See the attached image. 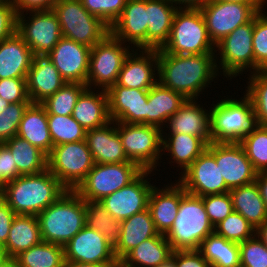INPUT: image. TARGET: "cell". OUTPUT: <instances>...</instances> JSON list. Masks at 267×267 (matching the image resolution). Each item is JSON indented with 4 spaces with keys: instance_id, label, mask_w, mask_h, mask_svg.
<instances>
[{
    "instance_id": "1",
    "label": "cell",
    "mask_w": 267,
    "mask_h": 267,
    "mask_svg": "<svg viewBox=\"0 0 267 267\" xmlns=\"http://www.w3.org/2000/svg\"><path fill=\"white\" fill-rule=\"evenodd\" d=\"M157 54L158 82L186 99L198 100L200 94H206L204 90L212 86L213 81L217 83L215 80L220 77L215 54H169L161 49Z\"/></svg>"
},
{
    "instance_id": "2",
    "label": "cell",
    "mask_w": 267,
    "mask_h": 267,
    "mask_svg": "<svg viewBox=\"0 0 267 267\" xmlns=\"http://www.w3.org/2000/svg\"><path fill=\"white\" fill-rule=\"evenodd\" d=\"M67 189L48 170L30 175H20L8 181L0 196L16 215H39L56 202Z\"/></svg>"
},
{
    "instance_id": "3",
    "label": "cell",
    "mask_w": 267,
    "mask_h": 267,
    "mask_svg": "<svg viewBox=\"0 0 267 267\" xmlns=\"http://www.w3.org/2000/svg\"><path fill=\"white\" fill-rule=\"evenodd\" d=\"M37 219L42 240L64 246L86 225V201L75 190H67Z\"/></svg>"
},
{
    "instance_id": "4",
    "label": "cell",
    "mask_w": 267,
    "mask_h": 267,
    "mask_svg": "<svg viewBox=\"0 0 267 267\" xmlns=\"http://www.w3.org/2000/svg\"><path fill=\"white\" fill-rule=\"evenodd\" d=\"M243 96H223L209 106L212 142L239 143L256 125L252 101Z\"/></svg>"
},
{
    "instance_id": "5",
    "label": "cell",
    "mask_w": 267,
    "mask_h": 267,
    "mask_svg": "<svg viewBox=\"0 0 267 267\" xmlns=\"http://www.w3.org/2000/svg\"><path fill=\"white\" fill-rule=\"evenodd\" d=\"M212 233L214 226L208 218L202 198L186 193L180 200L173 226L165 234L173 251L197 250L200 243Z\"/></svg>"
},
{
    "instance_id": "6",
    "label": "cell",
    "mask_w": 267,
    "mask_h": 267,
    "mask_svg": "<svg viewBox=\"0 0 267 267\" xmlns=\"http://www.w3.org/2000/svg\"><path fill=\"white\" fill-rule=\"evenodd\" d=\"M161 50L183 55L216 53L200 9L178 8L169 38Z\"/></svg>"
},
{
    "instance_id": "7",
    "label": "cell",
    "mask_w": 267,
    "mask_h": 267,
    "mask_svg": "<svg viewBox=\"0 0 267 267\" xmlns=\"http://www.w3.org/2000/svg\"><path fill=\"white\" fill-rule=\"evenodd\" d=\"M63 37L92 48L109 33L110 27L91 15L80 0H58L52 8Z\"/></svg>"
},
{
    "instance_id": "8",
    "label": "cell",
    "mask_w": 267,
    "mask_h": 267,
    "mask_svg": "<svg viewBox=\"0 0 267 267\" xmlns=\"http://www.w3.org/2000/svg\"><path fill=\"white\" fill-rule=\"evenodd\" d=\"M116 126L127 158L143 171L160 172L162 130L146 124L116 122Z\"/></svg>"
},
{
    "instance_id": "9",
    "label": "cell",
    "mask_w": 267,
    "mask_h": 267,
    "mask_svg": "<svg viewBox=\"0 0 267 267\" xmlns=\"http://www.w3.org/2000/svg\"><path fill=\"white\" fill-rule=\"evenodd\" d=\"M253 29L254 18L238 26L216 45V67L227 81L245 74L246 70L249 74L254 72Z\"/></svg>"
},
{
    "instance_id": "10",
    "label": "cell",
    "mask_w": 267,
    "mask_h": 267,
    "mask_svg": "<svg viewBox=\"0 0 267 267\" xmlns=\"http://www.w3.org/2000/svg\"><path fill=\"white\" fill-rule=\"evenodd\" d=\"M95 162L86 140L53 146L47 169L67 190H76Z\"/></svg>"
},
{
    "instance_id": "11",
    "label": "cell",
    "mask_w": 267,
    "mask_h": 267,
    "mask_svg": "<svg viewBox=\"0 0 267 267\" xmlns=\"http://www.w3.org/2000/svg\"><path fill=\"white\" fill-rule=\"evenodd\" d=\"M133 48L109 33L91 48L88 88L107 90L116 84L123 62Z\"/></svg>"
},
{
    "instance_id": "12",
    "label": "cell",
    "mask_w": 267,
    "mask_h": 267,
    "mask_svg": "<svg viewBox=\"0 0 267 267\" xmlns=\"http://www.w3.org/2000/svg\"><path fill=\"white\" fill-rule=\"evenodd\" d=\"M143 170L135 163H95L75 190L85 201L99 202L104 197L129 185Z\"/></svg>"
},
{
    "instance_id": "13",
    "label": "cell",
    "mask_w": 267,
    "mask_h": 267,
    "mask_svg": "<svg viewBox=\"0 0 267 267\" xmlns=\"http://www.w3.org/2000/svg\"><path fill=\"white\" fill-rule=\"evenodd\" d=\"M264 5H249L236 2L208 0L200 8L208 30V34L216 46L238 26L251 21Z\"/></svg>"
},
{
    "instance_id": "14",
    "label": "cell",
    "mask_w": 267,
    "mask_h": 267,
    "mask_svg": "<svg viewBox=\"0 0 267 267\" xmlns=\"http://www.w3.org/2000/svg\"><path fill=\"white\" fill-rule=\"evenodd\" d=\"M17 33L30 47L34 56H46L63 37L60 23L53 10L18 14Z\"/></svg>"
},
{
    "instance_id": "15",
    "label": "cell",
    "mask_w": 267,
    "mask_h": 267,
    "mask_svg": "<svg viewBox=\"0 0 267 267\" xmlns=\"http://www.w3.org/2000/svg\"><path fill=\"white\" fill-rule=\"evenodd\" d=\"M177 181L184 190L195 196L222 194L229 192V188L219 171L215 160V142H211L207 149L179 176Z\"/></svg>"
},
{
    "instance_id": "16",
    "label": "cell",
    "mask_w": 267,
    "mask_h": 267,
    "mask_svg": "<svg viewBox=\"0 0 267 267\" xmlns=\"http://www.w3.org/2000/svg\"><path fill=\"white\" fill-rule=\"evenodd\" d=\"M64 247L65 262H82L115 267L119 264L114 246L97 230L83 227Z\"/></svg>"
},
{
    "instance_id": "17",
    "label": "cell",
    "mask_w": 267,
    "mask_h": 267,
    "mask_svg": "<svg viewBox=\"0 0 267 267\" xmlns=\"http://www.w3.org/2000/svg\"><path fill=\"white\" fill-rule=\"evenodd\" d=\"M154 175L153 171H143L129 185L104 197L99 202L114 219L120 221L128 219L132 215L148 209L150 192L154 186L150 183L151 178L149 177Z\"/></svg>"
},
{
    "instance_id": "18",
    "label": "cell",
    "mask_w": 267,
    "mask_h": 267,
    "mask_svg": "<svg viewBox=\"0 0 267 267\" xmlns=\"http://www.w3.org/2000/svg\"><path fill=\"white\" fill-rule=\"evenodd\" d=\"M106 92L110 120L120 123L147 125L149 90L133 89L114 84Z\"/></svg>"
},
{
    "instance_id": "19",
    "label": "cell",
    "mask_w": 267,
    "mask_h": 267,
    "mask_svg": "<svg viewBox=\"0 0 267 267\" xmlns=\"http://www.w3.org/2000/svg\"><path fill=\"white\" fill-rule=\"evenodd\" d=\"M91 48L62 37L46 55L68 83L86 84Z\"/></svg>"
},
{
    "instance_id": "20",
    "label": "cell",
    "mask_w": 267,
    "mask_h": 267,
    "mask_svg": "<svg viewBox=\"0 0 267 267\" xmlns=\"http://www.w3.org/2000/svg\"><path fill=\"white\" fill-rule=\"evenodd\" d=\"M215 160L229 189L256 180L257 171L239 143L215 142Z\"/></svg>"
},
{
    "instance_id": "21",
    "label": "cell",
    "mask_w": 267,
    "mask_h": 267,
    "mask_svg": "<svg viewBox=\"0 0 267 267\" xmlns=\"http://www.w3.org/2000/svg\"><path fill=\"white\" fill-rule=\"evenodd\" d=\"M158 75L157 50L132 49L123 62L116 84L149 90L158 82Z\"/></svg>"
},
{
    "instance_id": "22",
    "label": "cell",
    "mask_w": 267,
    "mask_h": 267,
    "mask_svg": "<svg viewBox=\"0 0 267 267\" xmlns=\"http://www.w3.org/2000/svg\"><path fill=\"white\" fill-rule=\"evenodd\" d=\"M147 23V0H127L110 33L133 49H147Z\"/></svg>"
},
{
    "instance_id": "23",
    "label": "cell",
    "mask_w": 267,
    "mask_h": 267,
    "mask_svg": "<svg viewBox=\"0 0 267 267\" xmlns=\"http://www.w3.org/2000/svg\"><path fill=\"white\" fill-rule=\"evenodd\" d=\"M197 101V99H187L180 109L168 119L162 134H187L204 138L210 144L212 142L210 135L211 111L207 105L209 111L202 105L203 103L200 104ZM167 130L168 133L165 132Z\"/></svg>"
},
{
    "instance_id": "24",
    "label": "cell",
    "mask_w": 267,
    "mask_h": 267,
    "mask_svg": "<svg viewBox=\"0 0 267 267\" xmlns=\"http://www.w3.org/2000/svg\"><path fill=\"white\" fill-rule=\"evenodd\" d=\"M174 181L164 184L162 188L154 185L148 201V209L150 210L155 228L164 235L173 226L180 200L187 193L177 180Z\"/></svg>"
},
{
    "instance_id": "25",
    "label": "cell",
    "mask_w": 267,
    "mask_h": 267,
    "mask_svg": "<svg viewBox=\"0 0 267 267\" xmlns=\"http://www.w3.org/2000/svg\"><path fill=\"white\" fill-rule=\"evenodd\" d=\"M26 80L31 103L40 104L66 83L47 56L33 57Z\"/></svg>"
},
{
    "instance_id": "26",
    "label": "cell",
    "mask_w": 267,
    "mask_h": 267,
    "mask_svg": "<svg viewBox=\"0 0 267 267\" xmlns=\"http://www.w3.org/2000/svg\"><path fill=\"white\" fill-rule=\"evenodd\" d=\"M95 163H122L130 161L124 151L116 122L110 120L105 125L86 132L85 138Z\"/></svg>"
},
{
    "instance_id": "27",
    "label": "cell",
    "mask_w": 267,
    "mask_h": 267,
    "mask_svg": "<svg viewBox=\"0 0 267 267\" xmlns=\"http://www.w3.org/2000/svg\"><path fill=\"white\" fill-rule=\"evenodd\" d=\"M33 57L30 47L17 32L0 42V79L27 78Z\"/></svg>"
},
{
    "instance_id": "28",
    "label": "cell",
    "mask_w": 267,
    "mask_h": 267,
    "mask_svg": "<svg viewBox=\"0 0 267 267\" xmlns=\"http://www.w3.org/2000/svg\"><path fill=\"white\" fill-rule=\"evenodd\" d=\"M72 117L86 130L101 127L110 121L106 90L86 87L78 97Z\"/></svg>"
},
{
    "instance_id": "29",
    "label": "cell",
    "mask_w": 267,
    "mask_h": 267,
    "mask_svg": "<svg viewBox=\"0 0 267 267\" xmlns=\"http://www.w3.org/2000/svg\"><path fill=\"white\" fill-rule=\"evenodd\" d=\"M209 143L204 138L187 134H162V155L168 156L171 168L175 163L179 175L182 174L196 158L208 147ZM167 152V153H165ZM167 154V155H166ZM172 160V161H171Z\"/></svg>"
},
{
    "instance_id": "30",
    "label": "cell",
    "mask_w": 267,
    "mask_h": 267,
    "mask_svg": "<svg viewBox=\"0 0 267 267\" xmlns=\"http://www.w3.org/2000/svg\"><path fill=\"white\" fill-rule=\"evenodd\" d=\"M158 234L149 209L121 221L120 237L114 246L116 259L120 262L141 242Z\"/></svg>"
},
{
    "instance_id": "31",
    "label": "cell",
    "mask_w": 267,
    "mask_h": 267,
    "mask_svg": "<svg viewBox=\"0 0 267 267\" xmlns=\"http://www.w3.org/2000/svg\"><path fill=\"white\" fill-rule=\"evenodd\" d=\"M178 8L170 0H147V49H161L167 42Z\"/></svg>"
},
{
    "instance_id": "32",
    "label": "cell",
    "mask_w": 267,
    "mask_h": 267,
    "mask_svg": "<svg viewBox=\"0 0 267 267\" xmlns=\"http://www.w3.org/2000/svg\"><path fill=\"white\" fill-rule=\"evenodd\" d=\"M17 136L27 140L33 146L50 154L53 143L50 137L47 112L40 103H30L25 109Z\"/></svg>"
},
{
    "instance_id": "33",
    "label": "cell",
    "mask_w": 267,
    "mask_h": 267,
    "mask_svg": "<svg viewBox=\"0 0 267 267\" xmlns=\"http://www.w3.org/2000/svg\"><path fill=\"white\" fill-rule=\"evenodd\" d=\"M186 100L182 94L157 82L148 92L147 125L163 130L168 119L180 109Z\"/></svg>"
},
{
    "instance_id": "34",
    "label": "cell",
    "mask_w": 267,
    "mask_h": 267,
    "mask_svg": "<svg viewBox=\"0 0 267 267\" xmlns=\"http://www.w3.org/2000/svg\"><path fill=\"white\" fill-rule=\"evenodd\" d=\"M233 210L257 230L267 220V208L256 181L229 190Z\"/></svg>"
},
{
    "instance_id": "35",
    "label": "cell",
    "mask_w": 267,
    "mask_h": 267,
    "mask_svg": "<svg viewBox=\"0 0 267 267\" xmlns=\"http://www.w3.org/2000/svg\"><path fill=\"white\" fill-rule=\"evenodd\" d=\"M173 249L164 234L159 233L141 242L119 263L123 267H157L167 261Z\"/></svg>"
},
{
    "instance_id": "36",
    "label": "cell",
    "mask_w": 267,
    "mask_h": 267,
    "mask_svg": "<svg viewBox=\"0 0 267 267\" xmlns=\"http://www.w3.org/2000/svg\"><path fill=\"white\" fill-rule=\"evenodd\" d=\"M39 222L35 215H16L3 246L10 259L42 242Z\"/></svg>"
},
{
    "instance_id": "37",
    "label": "cell",
    "mask_w": 267,
    "mask_h": 267,
    "mask_svg": "<svg viewBox=\"0 0 267 267\" xmlns=\"http://www.w3.org/2000/svg\"><path fill=\"white\" fill-rule=\"evenodd\" d=\"M212 267L240 265L239 243L226 240L215 232L208 235L197 249Z\"/></svg>"
},
{
    "instance_id": "38",
    "label": "cell",
    "mask_w": 267,
    "mask_h": 267,
    "mask_svg": "<svg viewBox=\"0 0 267 267\" xmlns=\"http://www.w3.org/2000/svg\"><path fill=\"white\" fill-rule=\"evenodd\" d=\"M3 144L13 155L21 175L37 174L47 169V155L27 140L14 136Z\"/></svg>"
},
{
    "instance_id": "39",
    "label": "cell",
    "mask_w": 267,
    "mask_h": 267,
    "mask_svg": "<svg viewBox=\"0 0 267 267\" xmlns=\"http://www.w3.org/2000/svg\"><path fill=\"white\" fill-rule=\"evenodd\" d=\"M20 267H64V247L42 241L14 259Z\"/></svg>"
},
{
    "instance_id": "40",
    "label": "cell",
    "mask_w": 267,
    "mask_h": 267,
    "mask_svg": "<svg viewBox=\"0 0 267 267\" xmlns=\"http://www.w3.org/2000/svg\"><path fill=\"white\" fill-rule=\"evenodd\" d=\"M85 224L97 230L115 246L121 233V221L114 219L100 202L86 201Z\"/></svg>"
},
{
    "instance_id": "41",
    "label": "cell",
    "mask_w": 267,
    "mask_h": 267,
    "mask_svg": "<svg viewBox=\"0 0 267 267\" xmlns=\"http://www.w3.org/2000/svg\"><path fill=\"white\" fill-rule=\"evenodd\" d=\"M247 87L243 92L252 101L255 122L267 126V70H259L247 75Z\"/></svg>"
},
{
    "instance_id": "42",
    "label": "cell",
    "mask_w": 267,
    "mask_h": 267,
    "mask_svg": "<svg viewBox=\"0 0 267 267\" xmlns=\"http://www.w3.org/2000/svg\"><path fill=\"white\" fill-rule=\"evenodd\" d=\"M257 172H267V126L256 124L239 142Z\"/></svg>"
},
{
    "instance_id": "43",
    "label": "cell",
    "mask_w": 267,
    "mask_h": 267,
    "mask_svg": "<svg viewBox=\"0 0 267 267\" xmlns=\"http://www.w3.org/2000/svg\"><path fill=\"white\" fill-rule=\"evenodd\" d=\"M47 119L53 146L85 140L87 131L72 115H47Z\"/></svg>"
},
{
    "instance_id": "44",
    "label": "cell",
    "mask_w": 267,
    "mask_h": 267,
    "mask_svg": "<svg viewBox=\"0 0 267 267\" xmlns=\"http://www.w3.org/2000/svg\"><path fill=\"white\" fill-rule=\"evenodd\" d=\"M86 87V84L83 83L66 82L55 94L41 104L46 109L47 115H72L76 101Z\"/></svg>"
},
{
    "instance_id": "45",
    "label": "cell",
    "mask_w": 267,
    "mask_h": 267,
    "mask_svg": "<svg viewBox=\"0 0 267 267\" xmlns=\"http://www.w3.org/2000/svg\"><path fill=\"white\" fill-rule=\"evenodd\" d=\"M214 232L226 240L244 242L256 234V229L240 213L233 211L214 227Z\"/></svg>"
},
{
    "instance_id": "46",
    "label": "cell",
    "mask_w": 267,
    "mask_h": 267,
    "mask_svg": "<svg viewBox=\"0 0 267 267\" xmlns=\"http://www.w3.org/2000/svg\"><path fill=\"white\" fill-rule=\"evenodd\" d=\"M253 51L254 72L267 70V13L265 10L254 17Z\"/></svg>"
},
{
    "instance_id": "47",
    "label": "cell",
    "mask_w": 267,
    "mask_h": 267,
    "mask_svg": "<svg viewBox=\"0 0 267 267\" xmlns=\"http://www.w3.org/2000/svg\"><path fill=\"white\" fill-rule=\"evenodd\" d=\"M86 10L109 27L121 16L127 0H80Z\"/></svg>"
},
{
    "instance_id": "48",
    "label": "cell",
    "mask_w": 267,
    "mask_h": 267,
    "mask_svg": "<svg viewBox=\"0 0 267 267\" xmlns=\"http://www.w3.org/2000/svg\"><path fill=\"white\" fill-rule=\"evenodd\" d=\"M239 250L243 267H267V247L257 234L239 243Z\"/></svg>"
},
{
    "instance_id": "49",
    "label": "cell",
    "mask_w": 267,
    "mask_h": 267,
    "mask_svg": "<svg viewBox=\"0 0 267 267\" xmlns=\"http://www.w3.org/2000/svg\"><path fill=\"white\" fill-rule=\"evenodd\" d=\"M201 198L208 218L214 227L234 211L229 192L209 194Z\"/></svg>"
},
{
    "instance_id": "50",
    "label": "cell",
    "mask_w": 267,
    "mask_h": 267,
    "mask_svg": "<svg viewBox=\"0 0 267 267\" xmlns=\"http://www.w3.org/2000/svg\"><path fill=\"white\" fill-rule=\"evenodd\" d=\"M30 103H11L0 113V144L17 136L25 109Z\"/></svg>"
},
{
    "instance_id": "51",
    "label": "cell",
    "mask_w": 267,
    "mask_h": 267,
    "mask_svg": "<svg viewBox=\"0 0 267 267\" xmlns=\"http://www.w3.org/2000/svg\"><path fill=\"white\" fill-rule=\"evenodd\" d=\"M0 97L11 103H31L26 78L0 79Z\"/></svg>"
},
{
    "instance_id": "52",
    "label": "cell",
    "mask_w": 267,
    "mask_h": 267,
    "mask_svg": "<svg viewBox=\"0 0 267 267\" xmlns=\"http://www.w3.org/2000/svg\"><path fill=\"white\" fill-rule=\"evenodd\" d=\"M17 15L11 0H0V42L17 32Z\"/></svg>"
},
{
    "instance_id": "53",
    "label": "cell",
    "mask_w": 267,
    "mask_h": 267,
    "mask_svg": "<svg viewBox=\"0 0 267 267\" xmlns=\"http://www.w3.org/2000/svg\"><path fill=\"white\" fill-rule=\"evenodd\" d=\"M171 257L176 267H212L198 250L173 251Z\"/></svg>"
},
{
    "instance_id": "54",
    "label": "cell",
    "mask_w": 267,
    "mask_h": 267,
    "mask_svg": "<svg viewBox=\"0 0 267 267\" xmlns=\"http://www.w3.org/2000/svg\"><path fill=\"white\" fill-rule=\"evenodd\" d=\"M16 214L6 201L0 196V245L4 246Z\"/></svg>"
},
{
    "instance_id": "55",
    "label": "cell",
    "mask_w": 267,
    "mask_h": 267,
    "mask_svg": "<svg viewBox=\"0 0 267 267\" xmlns=\"http://www.w3.org/2000/svg\"><path fill=\"white\" fill-rule=\"evenodd\" d=\"M0 172H3V176L8 181L21 175L13 160V155L4 144H0Z\"/></svg>"
},
{
    "instance_id": "56",
    "label": "cell",
    "mask_w": 267,
    "mask_h": 267,
    "mask_svg": "<svg viewBox=\"0 0 267 267\" xmlns=\"http://www.w3.org/2000/svg\"><path fill=\"white\" fill-rule=\"evenodd\" d=\"M58 0H11L18 14L27 11L52 10Z\"/></svg>"
},
{
    "instance_id": "57",
    "label": "cell",
    "mask_w": 267,
    "mask_h": 267,
    "mask_svg": "<svg viewBox=\"0 0 267 267\" xmlns=\"http://www.w3.org/2000/svg\"><path fill=\"white\" fill-rule=\"evenodd\" d=\"M177 8L200 9L208 0H170Z\"/></svg>"
},
{
    "instance_id": "58",
    "label": "cell",
    "mask_w": 267,
    "mask_h": 267,
    "mask_svg": "<svg viewBox=\"0 0 267 267\" xmlns=\"http://www.w3.org/2000/svg\"><path fill=\"white\" fill-rule=\"evenodd\" d=\"M256 183L267 208V172H257Z\"/></svg>"
},
{
    "instance_id": "59",
    "label": "cell",
    "mask_w": 267,
    "mask_h": 267,
    "mask_svg": "<svg viewBox=\"0 0 267 267\" xmlns=\"http://www.w3.org/2000/svg\"><path fill=\"white\" fill-rule=\"evenodd\" d=\"M256 234L267 247V220L256 230Z\"/></svg>"
},
{
    "instance_id": "60",
    "label": "cell",
    "mask_w": 267,
    "mask_h": 267,
    "mask_svg": "<svg viewBox=\"0 0 267 267\" xmlns=\"http://www.w3.org/2000/svg\"><path fill=\"white\" fill-rule=\"evenodd\" d=\"M215 1H224V2H236V3H244L249 5H265L267 0H215Z\"/></svg>"
},
{
    "instance_id": "61",
    "label": "cell",
    "mask_w": 267,
    "mask_h": 267,
    "mask_svg": "<svg viewBox=\"0 0 267 267\" xmlns=\"http://www.w3.org/2000/svg\"><path fill=\"white\" fill-rule=\"evenodd\" d=\"M64 267H104V266L93 263L65 262Z\"/></svg>"
},
{
    "instance_id": "62",
    "label": "cell",
    "mask_w": 267,
    "mask_h": 267,
    "mask_svg": "<svg viewBox=\"0 0 267 267\" xmlns=\"http://www.w3.org/2000/svg\"><path fill=\"white\" fill-rule=\"evenodd\" d=\"M9 260L10 257L8 256L7 251L0 245V267L4 266Z\"/></svg>"
},
{
    "instance_id": "63",
    "label": "cell",
    "mask_w": 267,
    "mask_h": 267,
    "mask_svg": "<svg viewBox=\"0 0 267 267\" xmlns=\"http://www.w3.org/2000/svg\"><path fill=\"white\" fill-rule=\"evenodd\" d=\"M157 267H176V265H175L174 259L170 257L167 261H165L164 263H161Z\"/></svg>"
},
{
    "instance_id": "64",
    "label": "cell",
    "mask_w": 267,
    "mask_h": 267,
    "mask_svg": "<svg viewBox=\"0 0 267 267\" xmlns=\"http://www.w3.org/2000/svg\"><path fill=\"white\" fill-rule=\"evenodd\" d=\"M9 103L0 97V113L7 109Z\"/></svg>"
},
{
    "instance_id": "65",
    "label": "cell",
    "mask_w": 267,
    "mask_h": 267,
    "mask_svg": "<svg viewBox=\"0 0 267 267\" xmlns=\"http://www.w3.org/2000/svg\"><path fill=\"white\" fill-rule=\"evenodd\" d=\"M8 180L3 176V172H0V191L6 186Z\"/></svg>"
},
{
    "instance_id": "66",
    "label": "cell",
    "mask_w": 267,
    "mask_h": 267,
    "mask_svg": "<svg viewBox=\"0 0 267 267\" xmlns=\"http://www.w3.org/2000/svg\"><path fill=\"white\" fill-rule=\"evenodd\" d=\"M2 267H20L19 264L14 260L10 259L4 266Z\"/></svg>"
},
{
    "instance_id": "67",
    "label": "cell",
    "mask_w": 267,
    "mask_h": 267,
    "mask_svg": "<svg viewBox=\"0 0 267 267\" xmlns=\"http://www.w3.org/2000/svg\"><path fill=\"white\" fill-rule=\"evenodd\" d=\"M115 267H122V265L119 263L118 265H116Z\"/></svg>"
}]
</instances>
